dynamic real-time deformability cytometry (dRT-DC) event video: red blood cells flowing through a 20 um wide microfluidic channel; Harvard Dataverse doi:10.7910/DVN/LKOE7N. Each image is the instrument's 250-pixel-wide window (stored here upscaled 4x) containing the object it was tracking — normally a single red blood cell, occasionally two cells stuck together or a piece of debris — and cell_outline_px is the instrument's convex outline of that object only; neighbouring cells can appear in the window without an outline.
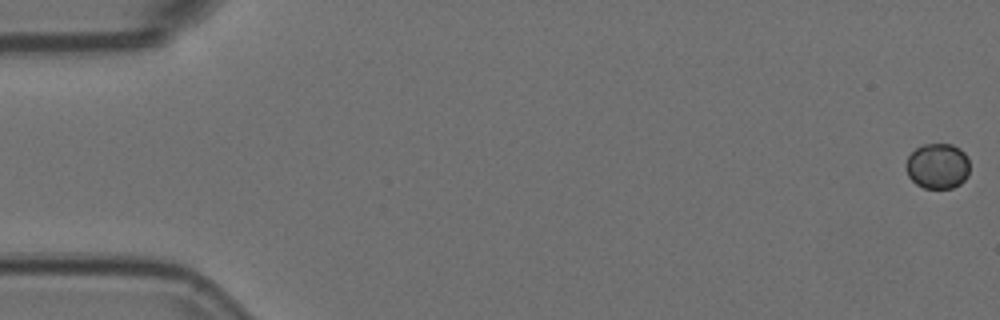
{"species": "Egyptian fruit bat (a non-hibernating species)", "species_latin": "Rousettus aegyptiacus", "temperature_condition": "room temperature", "stored_images_in_passage": 10, "camera_frame_rate_fps": 3000, "um_per_image_px": 0.085, "animal": {"sex": "female"}, "frame": {"image": 1, "passage_image": 1, "time_ms": 0.0, "image_size_px": [1000, 320], "cell_outline_px": [[968, 176], [960, 184], [952, 188], [924, 188], [916, 184], [908, 176], [904, 168], [904, 164], [908, 156], [916, 148], [924, 144], [952, 144], [960, 148], [964, 152], [968, 160]], "centroid_in_image_um": [79.67, 14.11], "position_along_channel_um": 5.3, "area_um2": 17.05}}